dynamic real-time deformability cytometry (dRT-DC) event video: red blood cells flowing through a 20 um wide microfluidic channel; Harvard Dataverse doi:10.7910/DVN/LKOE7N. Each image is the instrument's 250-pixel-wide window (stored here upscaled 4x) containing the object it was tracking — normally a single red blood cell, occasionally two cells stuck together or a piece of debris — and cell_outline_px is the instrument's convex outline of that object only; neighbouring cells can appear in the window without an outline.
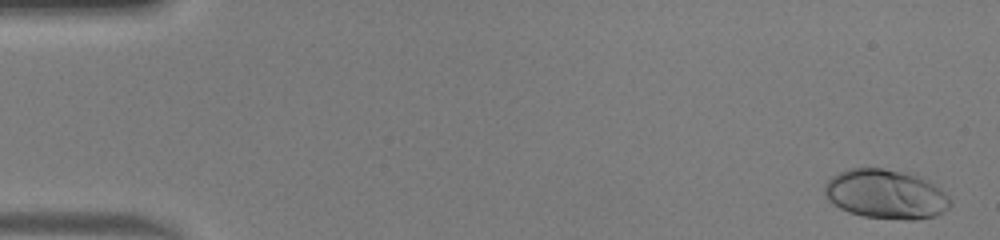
{"species": "human", "species_latin": "Homo sapiens", "temperature_condition": "warm", "stored_images_in_passage": 50, "camera_frame_rate_fps": 3000, "um_per_image_px": 0.085, "donor": {"sex": "male"}, "frame": {"image": 1, "passage_image": 2, "time_ms": 0.333, "image_size_px": [1000, 240], "cell_outline_px": [[952, 204], [944, 212], [936, 216], [916, 220], [908, 220], [864, 216], [848, 212], [840, 208], [828, 200], [824, 196], [824, 184], [832, 176], [848, 168], [880, 168], [900, 172], [916, 176], [940, 188], [952, 200]], "centroid_in_image_um": [75.28, 16.52], "position_along_channel_um": 9.7, "area_um2": 36.01}}
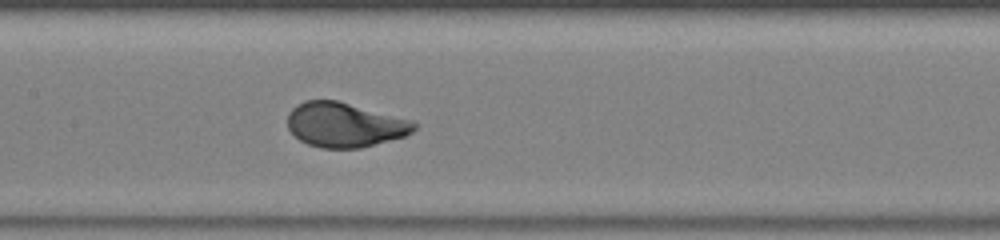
{"frame": {"image": 2, "passage_image": 25, "time_ms": 8.0, "image_size_px": [1000, 240], "cell_outline_px": [[416, 128], [412, 132], [404, 136], [360, 148], [320, 148], [308, 144], [300, 140], [288, 128], [288, 112], [296, 104], [304, 100], [336, 100], [412, 120], [416, 124]], "centroid_in_image_um": [29.27, 10.6], "position_along_channel_um": 178.1, "area_um2": 32.71}}
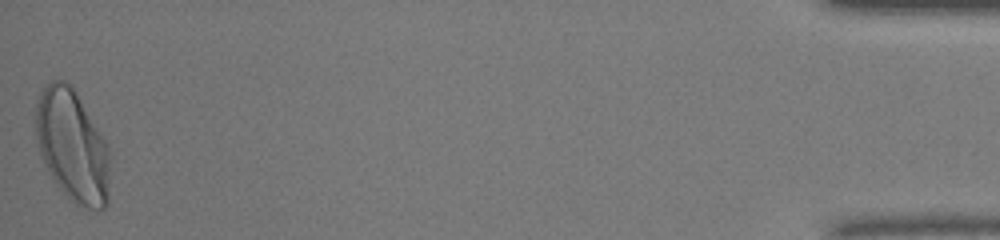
{"frame": {"image": 3, "passage_image": 50, "time_ms": 16.333, "image_size_px": [1000, 240], "cell_outline_px": [[108, 204], [104, 208], [80, 208], [56, 184], [40, 152], [36, 136], [36, 100], [40, 92], [52, 80], [64, 80], [72, 88], [108, 144]], "centroid_in_image_um": [6.14, 12.4], "position_along_channel_um": 429.1, "area_um2": 47.4}, "authors_computed_cell_mechanics": {"area_um2": 33.235, "velocity_mm_per_s": 4.1516, "shape_relaxation_time_tau1_ms": 2.4084, "shape_relaxation_time_tau2_ms": null, "deformation_change_tau1": 0.167, "deformation_change_tau2": null}}